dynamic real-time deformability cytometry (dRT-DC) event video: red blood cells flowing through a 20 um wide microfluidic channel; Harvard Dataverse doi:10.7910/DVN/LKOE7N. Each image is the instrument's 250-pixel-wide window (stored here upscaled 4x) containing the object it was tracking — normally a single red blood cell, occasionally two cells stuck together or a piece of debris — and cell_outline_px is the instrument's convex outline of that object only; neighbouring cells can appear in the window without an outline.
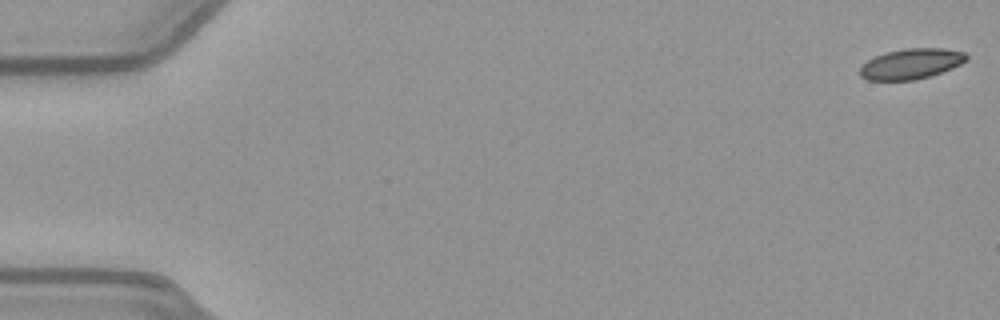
{"species": "common noctule bat (a hibernating species)", "species_latin": "Nyctalus noctula", "temperature_condition": "warm", "stored_images_in_passage": 53, "camera_frame_rate_fps": 3000, "um_per_image_px": 0.085, "animal": {"sex": "female", "body_mass_g": 21.9}, "frame": {"image": 1, "passage_image": 1, "time_ms": 0.0, "image_size_px": [1000, 320], "cell_outline_px": [[968, 60], [952, 68], [932, 76], [916, 80], [868, 80], [860, 76], [860, 68], [868, 60], [884, 52], [904, 48], [944, 48], [964, 52], [968, 56]], "centroid_in_image_um": [77.47, 5.42], "position_along_channel_um": 7.5, "area_um2": 19.02}}
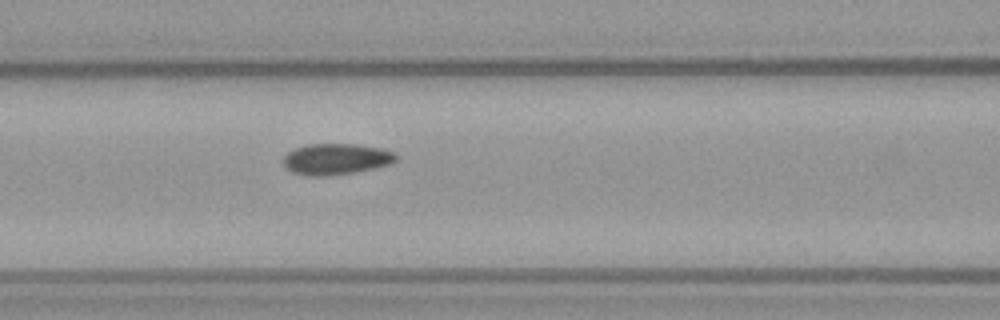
{"frame": {"image": 2, "passage_image": 23, "time_ms": 7.333, "image_size_px": [1000, 320], "cell_outline_px": [[400, 156], [396, 160], [388, 164], [376, 168], [356, 172], [324, 176], [308, 176], [292, 172], [284, 164], [284, 156], [288, 152], [296, 148], [308, 144], [352, 144], [380, 148], [396, 152]], "centroid_in_image_um": [28.6, 13.52], "position_along_channel_um": 138.0, "area_um2": 20.4}}
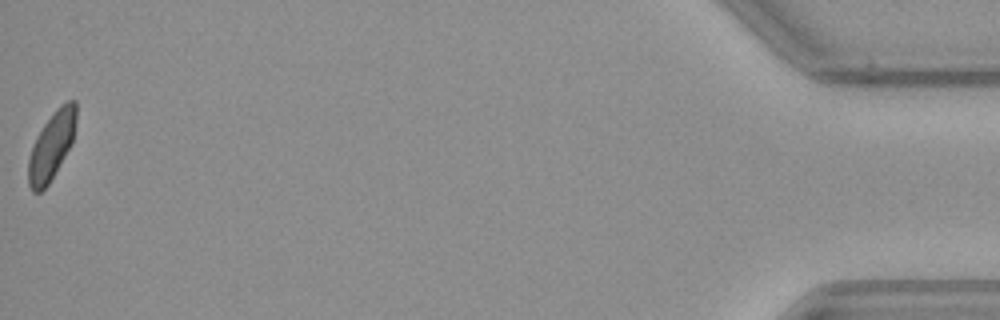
{"frame": {"image": 3, "passage_image": 53, "time_ms": 17.333, "image_size_px": [1000, 320], "cell_outline_px": [[76, 120], [72, 140], [64, 156], [48, 184], [40, 192], [32, 192], [28, 184], [28, 160], [32, 148], [44, 124], [56, 108], [60, 104], [68, 100], [76, 100]], "centroid_in_image_um": [4.38, 12.37], "position_along_channel_um": 430.8, "area_um2": 18.32}, "authors_computed_cell_mechanics": {"area_um2": 19.8254, "velocity_mm_per_s": 3.9399, "shape_relaxation_time_tau1_ms": 7.628, "shape_relaxation_time_tau2_ms": null, "deformation_change_tau1": 0.1311, "deformation_change_tau2": null}}